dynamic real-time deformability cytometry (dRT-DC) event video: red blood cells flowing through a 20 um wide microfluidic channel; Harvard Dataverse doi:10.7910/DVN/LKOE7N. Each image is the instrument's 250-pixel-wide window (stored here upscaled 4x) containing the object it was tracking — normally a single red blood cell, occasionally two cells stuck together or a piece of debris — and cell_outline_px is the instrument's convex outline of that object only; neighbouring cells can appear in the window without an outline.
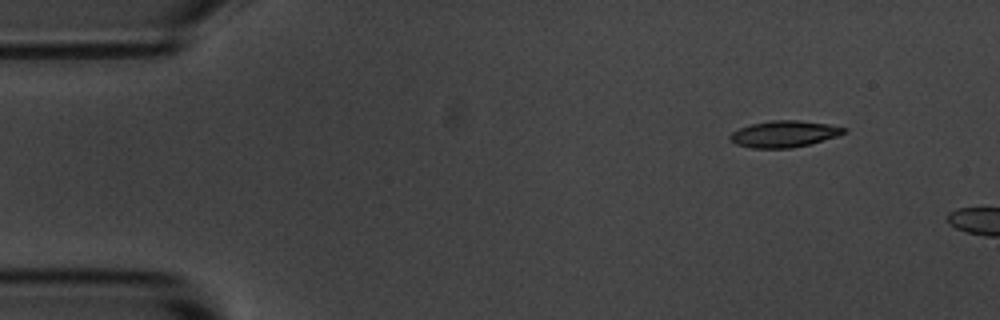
{"species": "common noctule bat (a hibernating species)", "species_latin": "Nyctalus noctula", "temperature_condition": "room temperature", "stored_images_in_passage": 2, "camera_frame_rate_fps": 3000, "um_per_image_px": 0.085, "animal": {"sex": "male", "body_mass_g": 20.1, "forearm_length_mm": 53.5}, "frame": {"image": 1, "passage_image": 1, "time_ms": 0.0, "image_size_px": [1000, 320], "cell_outline_px": [[848, 132], [840, 136], [808, 144], [788, 148], [752, 148], [736, 144], [728, 136], [732, 132], [740, 128], [752, 124], [772, 120], [796, 120], [828, 124], [848, 128]], "centroid_in_image_um": [66.7, 11.38], "position_along_channel_um": 18.3, "area_um2": 17.51}}